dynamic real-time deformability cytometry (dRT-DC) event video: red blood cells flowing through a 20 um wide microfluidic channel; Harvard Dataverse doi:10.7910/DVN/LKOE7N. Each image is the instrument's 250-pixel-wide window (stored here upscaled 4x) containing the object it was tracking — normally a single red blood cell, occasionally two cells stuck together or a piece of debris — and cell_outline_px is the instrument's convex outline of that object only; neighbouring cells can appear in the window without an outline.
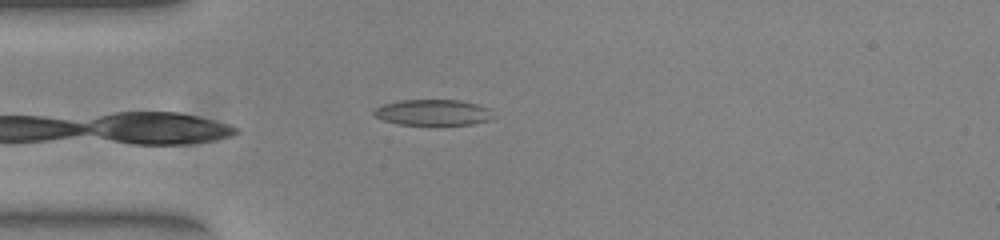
{"species": "common noctule bat (a hibernating species)", "species_latin": "Nyctalus noctula", "temperature_condition": "warm", "stored_images_in_passage": 28, "camera_frame_rate_fps": 3000, "um_per_image_px": 0.085, "animal": {"sex": "female", "body_mass_g": 23.0, "forearm_length_mm": 53.4}, "frame": {"image": 1, "passage_image": 1, "time_ms": 0.0, "image_size_px": [1000, 240], "cell_outline_px": [[496, 116], [492, 120], [472, 124], [396, 124], [372, 116], [372, 112], [376, 108], [384, 104], [400, 100], [460, 100], [476, 104], [488, 108]], "centroid_in_image_um": [36.82, 9.56], "position_along_channel_um": 48.2, "area_um2": 18.03}}
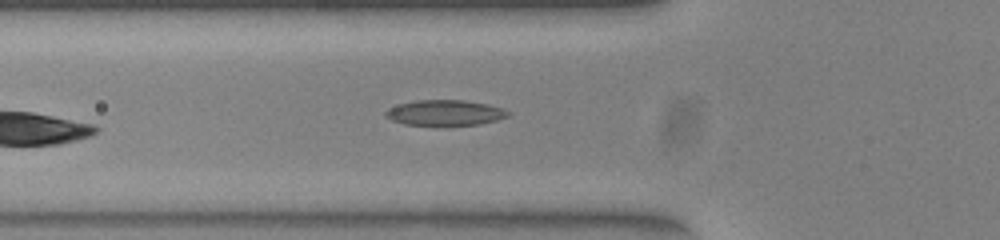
{"frame": {"image": 2, "passage_image": 5, "time_ms": 1.333, "image_size_px": [1000, 240], "cell_outline_px": [[512, 112], [508, 116], [496, 120], [480, 124], [404, 124], [392, 120], [384, 116], [384, 112], [388, 108], [400, 104], [416, 100], [464, 100], [484, 104], [500, 108]], "centroid_in_image_um": [37.79, 9.57], "position_along_channel_um": 88.0, "area_um2": 17.74}}
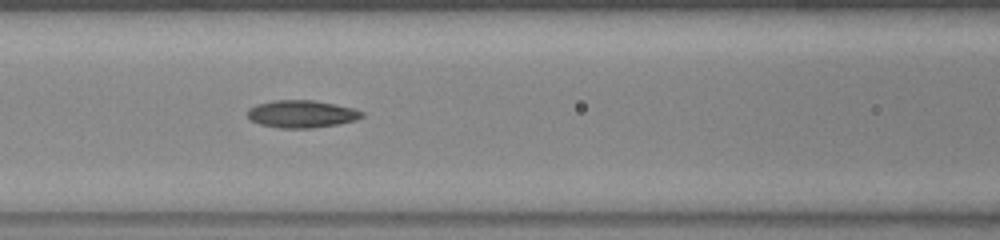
{"frame": {"image": 3, "passage_image": 9, "time_ms": 2.667, "image_size_px": [1000, 240], "cell_outline_px": [[364, 116], [356, 120], [336, 124], [312, 128], [280, 128], [260, 124], [252, 120], [248, 116], [248, 108], [256, 104], [272, 100], [312, 100], [336, 104], [352, 108], [364, 112]], "centroid_in_image_um": [25.64, 9.68], "position_along_channel_um": 141.0, "area_um2": 18.26}}